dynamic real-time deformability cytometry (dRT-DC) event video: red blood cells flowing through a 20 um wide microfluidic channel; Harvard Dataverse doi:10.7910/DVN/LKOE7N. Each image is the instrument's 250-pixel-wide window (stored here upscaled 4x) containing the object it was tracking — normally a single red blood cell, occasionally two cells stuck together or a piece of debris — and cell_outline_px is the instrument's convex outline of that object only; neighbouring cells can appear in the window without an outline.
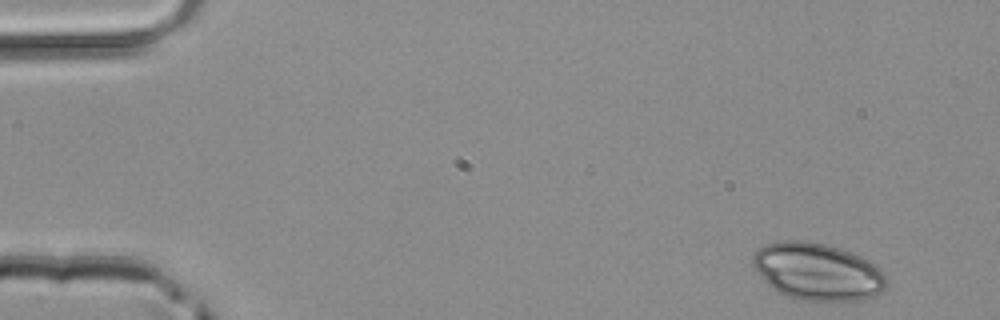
{"species": "common noctule bat (a hibernating species)", "species_latin": "Nyctalus noctula", "temperature_condition": "room temperature", "stored_images_in_passage": 45, "camera_frame_rate_fps": 3000, "um_per_image_px": 0.085, "animal": {"sex": "male", "body_mass_g": 20.4}, "frame": {"image": 1, "passage_image": 1, "time_ms": 0.0, "image_size_px": [1000, 320], "cell_outline_px": [[888, 288], [884, 292], [864, 300], [800, 300], [788, 296], [772, 288], [760, 276], [752, 264], [752, 256], [756, 248], [764, 244], [784, 240], [804, 240], [824, 244], [840, 248], [860, 256], [868, 260], [880, 268], [888, 276]], "centroid_in_image_um": [69.52, 23.08], "position_along_channel_um": 15.5, "area_um2": 45.03}}
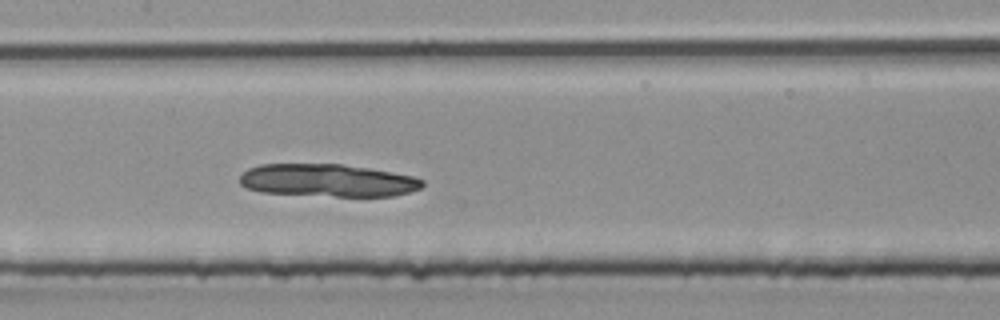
{"frame": {"image": 2, "passage_image": 21, "time_ms": 6.667, "image_size_px": [1000, 320], "cell_outline_px": [[424, 184], [420, 188], [396, 196], [336, 196], [260, 192], [244, 188], [240, 184], [240, 176], [248, 168], [260, 164], [340, 164], [368, 168], [392, 172], [412, 176], [424, 180]], "centroid_in_image_um": [27.82, 15.33], "position_along_channel_um": 179.6, "area_um2": 34.74}}
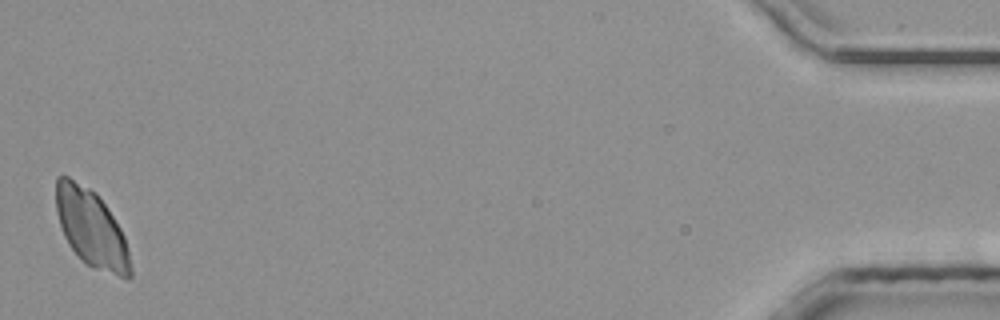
{"frame": {"image": 3, "passage_image": 45, "time_ms": 14.667, "image_size_px": [1000, 320], "cell_outline_px": [[132, 276], [128, 280], [96, 268], [80, 260], [68, 244], [64, 236], [56, 212], [56, 176], [68, 176], [96, 192], [108, 208], [120, 228], [124, 236], [132, 268]], "centroid_in_image_um": [7.76, 19.41], "position_along_channel_um": 427.4, "area_um2": 33.64}}